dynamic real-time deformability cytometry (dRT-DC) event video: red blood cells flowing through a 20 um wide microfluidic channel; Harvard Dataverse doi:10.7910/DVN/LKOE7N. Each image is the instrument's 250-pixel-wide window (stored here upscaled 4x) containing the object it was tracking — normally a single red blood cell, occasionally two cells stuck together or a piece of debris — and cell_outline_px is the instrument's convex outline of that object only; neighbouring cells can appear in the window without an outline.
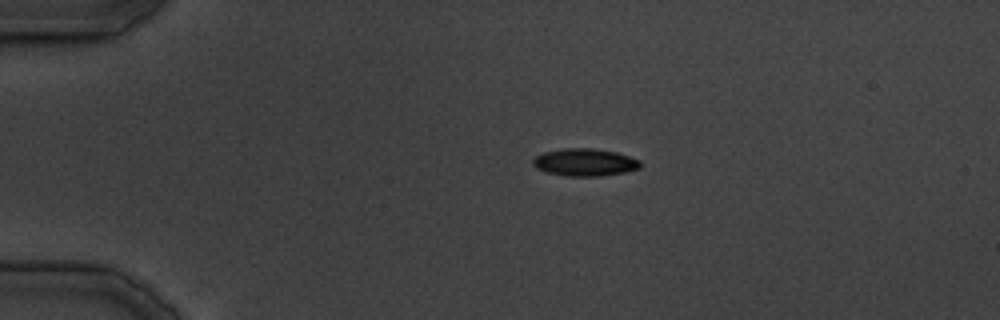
{"species": "common noctule bat (a hibernating species)", "species_latin": "Nyctalus noctula", "temperature_condition": "cold", "stored_images_in_passage": 16, "camera_frame_rate_fps": 3000, "um_per_image_px": 0.085, "animal": {"sex": "male", "body_mass_g": 19.5, "forearm_length_mm": 54.6}, "frame": {"image": 1, "passage_image": 1, "time_ms": 0.0, "image_size_px": [1000, 320], "cell_outline_px": [[640, 168], [624, 172], [600, 176], [564, 176], [548, 172], [536, 168], [532, 164], [532, 160], [536, 156], [544, 152], [564, 148], [592, 148], [616, 152], [640, 160]], "centroid_in_image_um": [49.69, 13.79], "position_along_channel_um": 35.3, "area_um2": 17.11}}